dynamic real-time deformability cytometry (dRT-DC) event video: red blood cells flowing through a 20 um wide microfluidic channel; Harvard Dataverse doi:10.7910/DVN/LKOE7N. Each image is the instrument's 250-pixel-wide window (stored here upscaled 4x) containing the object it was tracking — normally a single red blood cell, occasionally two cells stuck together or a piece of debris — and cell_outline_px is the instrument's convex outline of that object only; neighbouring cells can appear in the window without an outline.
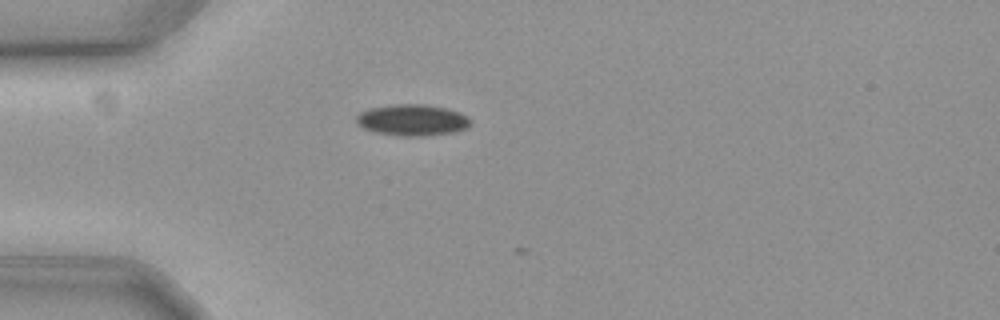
{"species": "common noctule bat (a hibernating species)", "species_latin": "Nyctalus noctula", "temperature_condition": "cold", "stored_images_in_passage": 3, "camera_frame_rate_fps": 3000, "um_per_image_px": 0.085, "animal": {"sex": "female", "body_mass_g": 19.3, "forearm_length_mm": 54.1}, "frame": {"image": 1, "passage_image": 2, "time_ms": 0.333, "image_size_px": [1000, 320], "cell_outline_px": [[472, 120], [468, 128], [452, 132], [412, 136], [404, 136], [376, 132], [364, 128], [356, 124], [356, 116], [360, 112], [368, 108], [392, 104], [424, 104], [444, 108], [460, 112], [468, 116]], "centroid_in_image_um": [35.03, 10.18], "position_along_channel_um": 50.0, "area_um2": 20.75}}